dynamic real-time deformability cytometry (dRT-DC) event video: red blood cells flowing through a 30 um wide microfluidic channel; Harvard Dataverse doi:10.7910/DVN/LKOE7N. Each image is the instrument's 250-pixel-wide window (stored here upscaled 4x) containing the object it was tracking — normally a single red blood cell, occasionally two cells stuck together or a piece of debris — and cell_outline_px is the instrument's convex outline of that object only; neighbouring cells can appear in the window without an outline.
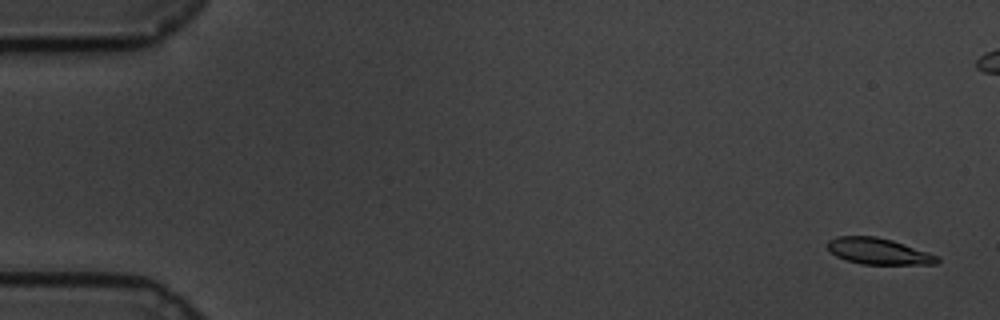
{"species": "common noctule bat (a hibernating species)", "species_latin": "Nyctalus noctula", "temperature_condition": "cold", "stored_images_in_passage": 62, "camera_frame_rate_fps": 3000, "um_per_image_px": 0.085, "animal": {"sex": "male", "body_mass_g": 19.5, "forearm_length_mm": 54.6}, "frame": {"image": 1, "passage_image": 3, "time_ms": 0.667, "image_size_px": [1000, 320], "cell_outline_px": [[940, 260], [936, 264], [860, 264], [836, 256], [828, 248], [828, 240], [836, 236], [876, 236], [892, 240], [940, 256]], "centroid_in_image_um": [74.69, 21.35], "position_along_channel_um": 10.3, "area_um2": 16.7}}
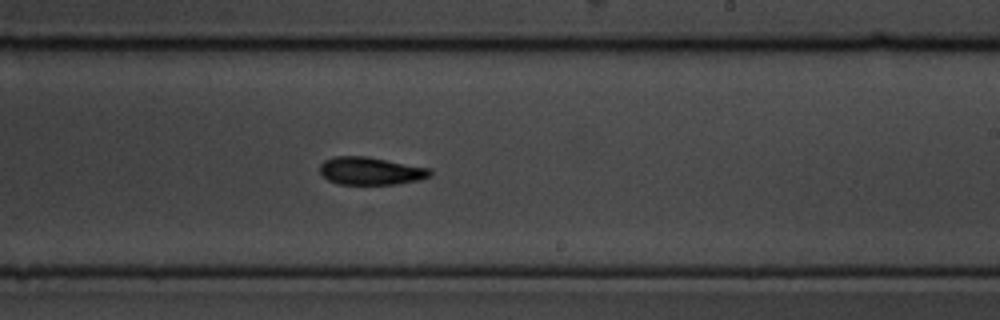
{"frame": {"image": 2, "passage_image": 37, "time_ms": 12.0, "image_size_px": [1000, 320], "cell_outline_px": [[432, 176], [420, 180], [396, 184], [340, 184], [328, 180], [320, 172], [320, 164], [324, 160], [332, 156], [368, 156], [432, 168]], "centroid_in_image_um": [31.55, 14.52], "position_along_channel_um": 257.5, "area_um2": 18.09}}
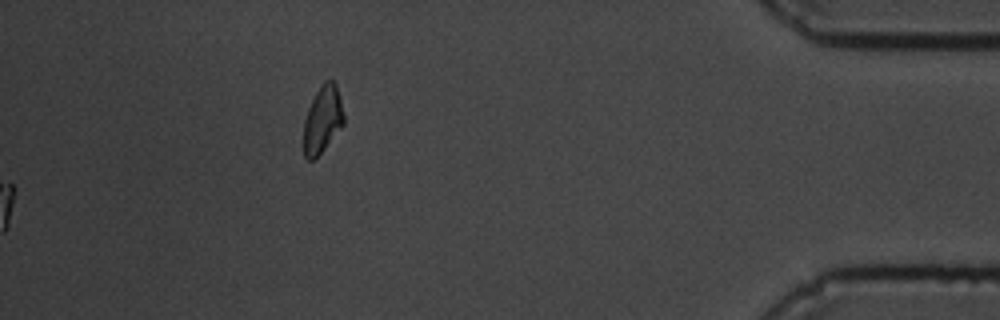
{"frame": {"image": 3, "passage_image": 62, "time_ms": 20.333, "image_size_px": [1000, 320], "cell_outline_px": [[344, 124], [324, 148], [312, 160], [308, 160], [304, 156], [304, 120], [308, 108], [320, 84], [324, 80], [332, 80], [336, 84], [344, 116]], "centroid_in_image_um": [27.41, 10.13], "position_along_channel_um": 407.8, "area_um2": 15.43}, "authors_computed_cell_mechanics": {"area_um2": 17.5134, "velocity_mm_per_s": 3.3661, "shape_relaxation_time_tau1_ms": 2.244, "shape_relaxation_time_tau2_ms": null, "deformation_change_tau1": 0.0982, "deformation_change_tau2": null}}